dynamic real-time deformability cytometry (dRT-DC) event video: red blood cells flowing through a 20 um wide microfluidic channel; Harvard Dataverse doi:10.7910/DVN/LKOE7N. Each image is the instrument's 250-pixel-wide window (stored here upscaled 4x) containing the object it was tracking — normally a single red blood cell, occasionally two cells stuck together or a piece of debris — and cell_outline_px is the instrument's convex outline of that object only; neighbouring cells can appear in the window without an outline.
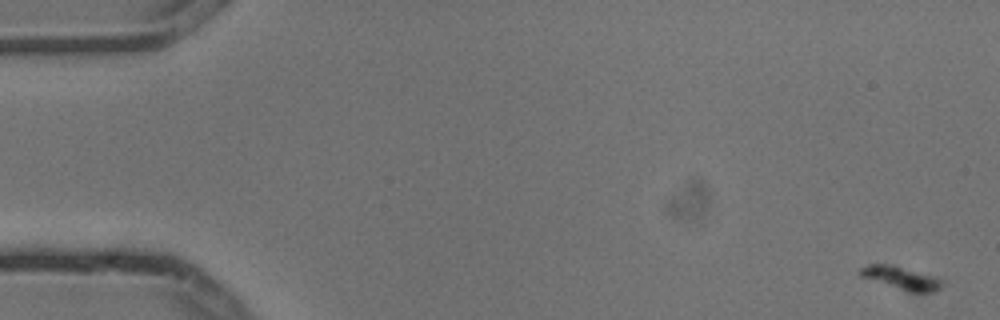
{"species": "common noctule bat (a hibernating species)", "species_latin": "Nyctalus noctula", "temperature_condition": "cold", "stored_images_in_passage": 5, "camera_frame_rate_fps": 3000, "um_per_image_px": 0.085, "animal": {"sex": "male", "body_mass_g": 13.3}, "frame": {"image": 1, "passage_image": 1, "time_ms": 0.0, "image_size_px": [1000, 320], "cell_outline_px": [[940, 288], [932, 292], [908, 292], [860, 276], [856, 272], [860, 268], [868, 264], [892, 264], [940, 280]], "centroid_in_image_um": [76.46, 23.62], "position_along_channel_um": 8.5, "area_um2": 10.52}}
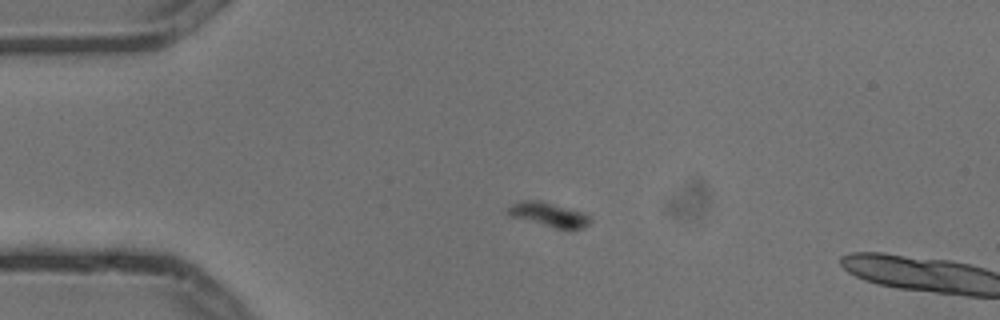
{"frame": {"image": 2, "passage_image": 4, "time_ms": 1.0, "image_size_px": [1000, 320], "cell_outline_px": [[592, 220], [584, 228], [556, 228], [508, 216], [504, 212], [504, 208], [520, 200], [540, 200], [580, 212], [588, 216]], "centroid_in_image_um": [46.52, 18.22], "position_along_channel_um": 38.5, "area_um2": 11.56}}